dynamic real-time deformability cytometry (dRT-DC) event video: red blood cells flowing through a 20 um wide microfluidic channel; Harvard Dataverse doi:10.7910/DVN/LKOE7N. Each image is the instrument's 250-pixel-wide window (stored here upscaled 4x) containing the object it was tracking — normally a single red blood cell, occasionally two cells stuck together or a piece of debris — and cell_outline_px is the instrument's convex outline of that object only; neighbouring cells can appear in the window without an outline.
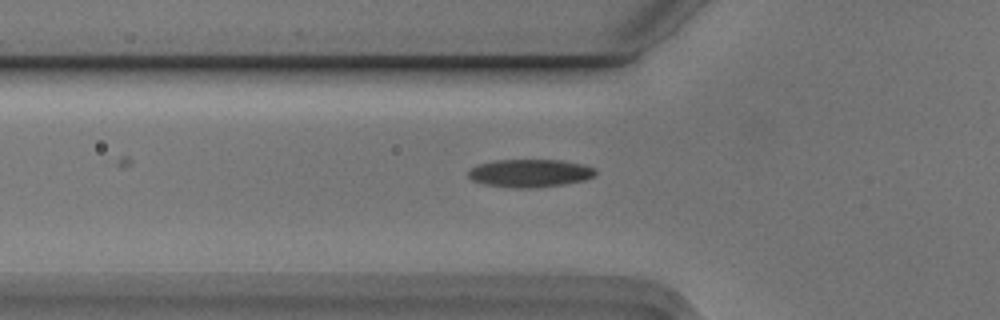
{"species": "Egyptian fruit bat (a non-hibernating species)", "species_latin": "Rousettus aegyptiacus", "temperature_condition": "cold", "stored_images_in_passage": 3, "camera_frame_rate_fps": 3000, "um_per_image_px": 0.085, "animal": {"sex": "male"}, "frame": {"image": 1, "passage_image": 2, "time_ms": 0.333, "image_size_px": [1000, 320], "cell_outline_px": [[596, 172], [592, 176], [584, 180], [564, 184], [540, 188], [512, 188], [488, 184], [472, 180], [468, 176], [468, 172], [476, 164], [496, 160], [560, 160], [584, 164], [596, 168]], "centroid_in_image_um": [45.06, 14.72], "position_along_channel_um": 80.7, "area_um2": 20.75}}